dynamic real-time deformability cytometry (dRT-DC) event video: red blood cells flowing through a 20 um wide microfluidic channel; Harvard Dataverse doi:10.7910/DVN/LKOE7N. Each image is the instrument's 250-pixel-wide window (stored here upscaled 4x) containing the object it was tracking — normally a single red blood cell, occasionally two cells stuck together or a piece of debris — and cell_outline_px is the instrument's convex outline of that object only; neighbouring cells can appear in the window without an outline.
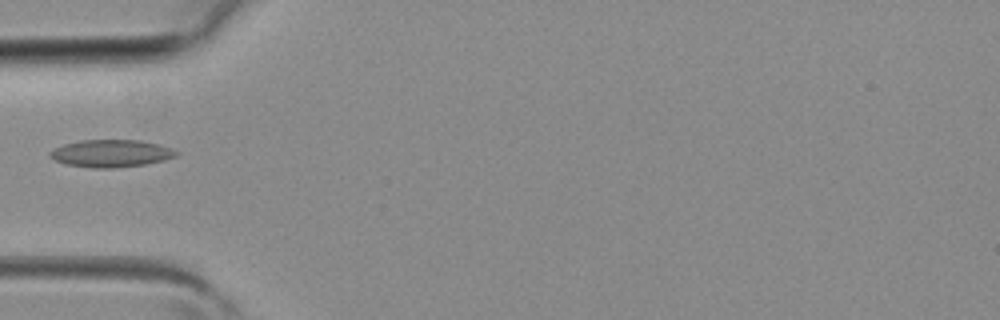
{"species": "common noctule bat (a hibernating species)", "species_latin": "Nyctalus noctula", "temperature_condition": "room temperature", "stored_images_in_passage": 3, "camera_frame_rate_fps": 3000, "um_per_image_px": 0.085, "animal": {"sex": "female", "body_mass_g": 19.3, "forearm_length_mm": 54.1}, "frame": {"image": 1, "passage_image": 3, "time_ms": 0.667, "image_size_px": [1000, 320], "cell_outline_px": [[180, 152], [176, 156], [164, 160], [144, 164], [112, 168], [92, 168], [68, 164], [56, 160], [48, 156], [48, 152], [64, 144], [80, 140], [140, 140], [160, 144]], "centroid_in_image_um": [9.45, 13.03], "position_along_channel_um": 75.5, "area_um2": 20.06}}